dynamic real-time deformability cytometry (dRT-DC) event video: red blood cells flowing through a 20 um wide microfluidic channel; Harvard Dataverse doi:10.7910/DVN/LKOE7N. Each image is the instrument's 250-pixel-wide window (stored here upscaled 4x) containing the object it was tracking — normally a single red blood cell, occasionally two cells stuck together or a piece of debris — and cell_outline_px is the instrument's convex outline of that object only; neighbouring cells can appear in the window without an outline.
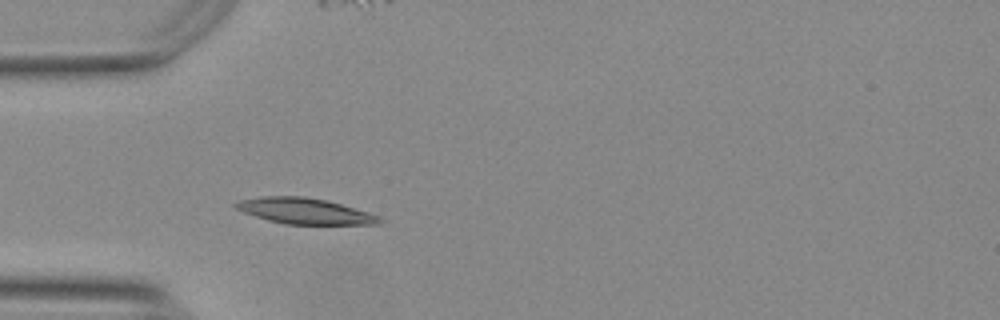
{"species": "Egyptian fruit bat (a non-hibernating species)", "species_latin": "Rousettus aegyptiacus", "temperature_condition": "warm", "stored_images_in_passage": 40, "segment_of_instrument_passage": [1, 2], "camera_frame_rate_fps": 3000, "um_per_image_px": 0.085, "animal": {"sex": "female"}, "frame": {"image": 1, "passage_image": 1, "time_ms": 0.0, "image_size_px": [1000, 320], "cell_outline_px": [[384, 220], [380, 224], [284, 224], [268, 220], [232, 208], [232, 204], [240, 200], [260, 196], [304, 196], [328, 200], [368, 212], [380, 216]], "centroid_in_image_um": [25.89, 17.93], "position_along_channel_um": 59.1, "area_um2": 21.79}}
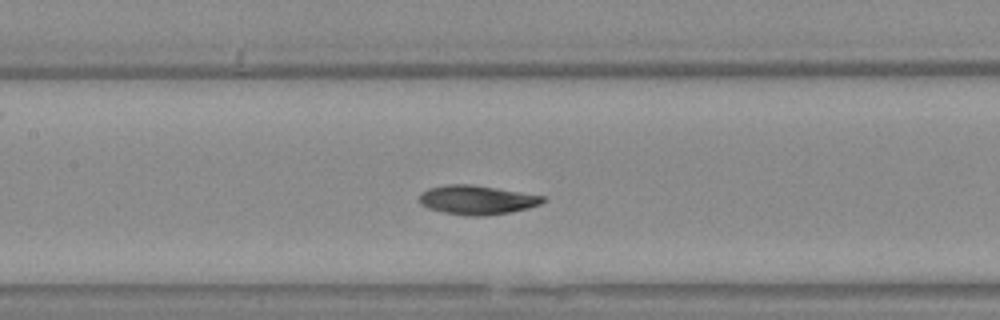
{"frame": {"image": 2, "passage_image": 10, "time_ms": 3.0, "image_size_px": [1000, 320], "cell_outline_px": [[548, 200], [540, 204], [528, 208], [508, 212], [484, 216], [464, 216], [444, 212], [428, 208], [420, 204], [420, 196], [428, 188], [448, 184], [468, 184], [520, 192], [544, 196]], "centroid_in_image_um": [40.54, 17.0], "position_along_channel_um": 166.9, "area_um2": 20.75}}
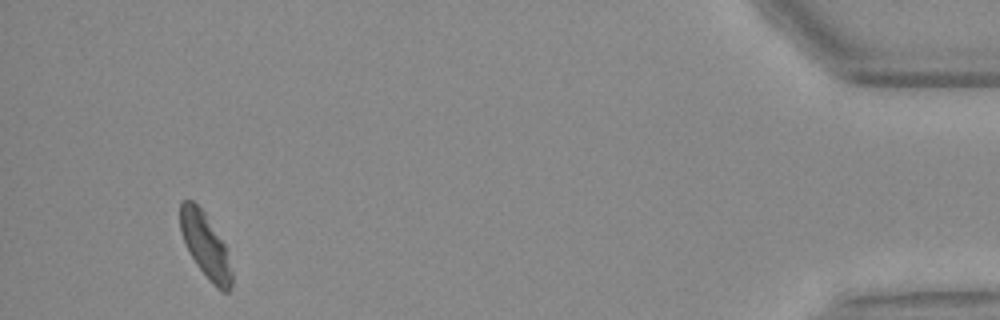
{"frame": {"image": 3, "passage_image": 36, "time_ms": 11.667, "image_size_px": [1000, 320], "cell_outline_px": [[232, 284], [228, 292], [224, 292], [216, 288], [208, 280], [196, 264], [180, 232], [180, 204], [184, 200], [192, 200], [204, 212], [224, 244], [232, 272]], "centroid_in_image_um": [17.46, 20.89], "position_along_channel_um": 417.7, "area_um2": 19.07}}